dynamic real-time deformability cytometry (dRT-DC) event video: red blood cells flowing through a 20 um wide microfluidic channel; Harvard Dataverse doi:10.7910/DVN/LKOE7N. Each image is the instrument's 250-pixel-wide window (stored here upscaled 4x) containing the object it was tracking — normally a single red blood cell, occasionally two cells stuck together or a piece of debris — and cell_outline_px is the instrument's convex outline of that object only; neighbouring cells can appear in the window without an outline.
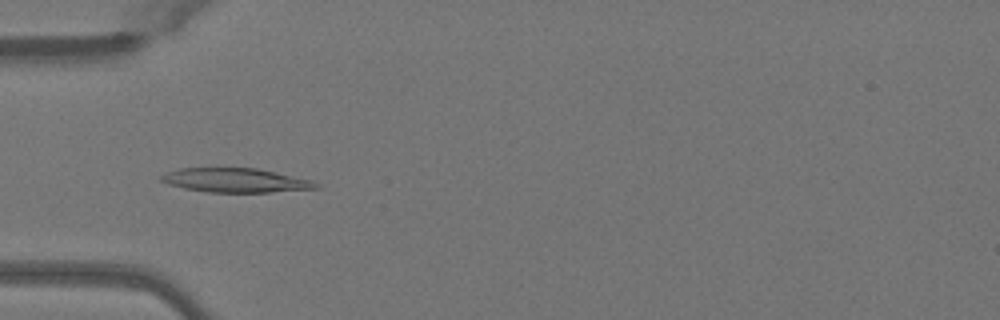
{"species": "Egyptian fruit bat (a non-hibernating species)", "species_latin": "Rousettus aegyptiacus", "temperature_condition": "warm", "stored_images_in_passage": 44, "camera_frame_rate_fps": 3000, "um_per_image_px": 0.085, "animal": {"sex": "female"}, "frame": {"image": 1, "passage_image": 10, "time_ms": 3.0, "image_size_px": [1000, 320], "cell_outline_px": [[320, 188], [268, 192], [208, 192], [184, 188], [168, 184], [160, 180], [160, 176], [168, 172], [180, 168], [256, 168], [276, 172], [312, 180], [320, 184]], "centroid_in_image_um": [20.04, 15.32], "position_along_channel_um": 65.0, "area_um2": 21.68}}
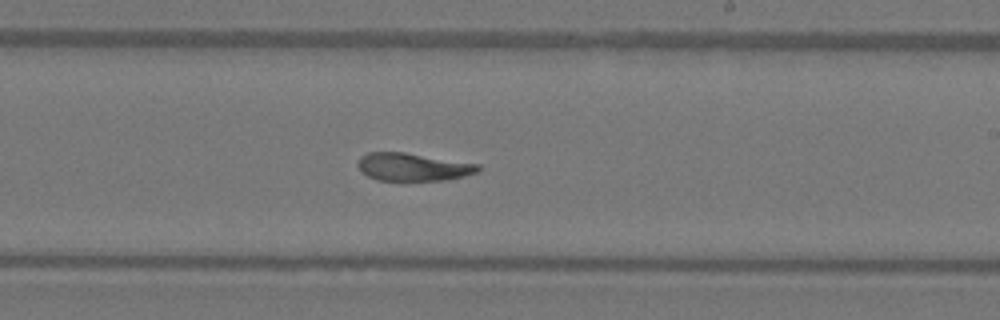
{"frame": {"image": 2, "passage_image": 24, "time_ms": 7.667, "image_size_px": [1000, 320], "cell_outline_px": [[480, 172], [464, 176], [444, 180], [376, 180], [368, 176], [356, 164], [360, 156], [368, 152], [404, 152], [480, 164]], "centroid_in_image_um": [35.12, 14.18], "position_along_channel_um": 253.9, "area_um2": 19.48}}
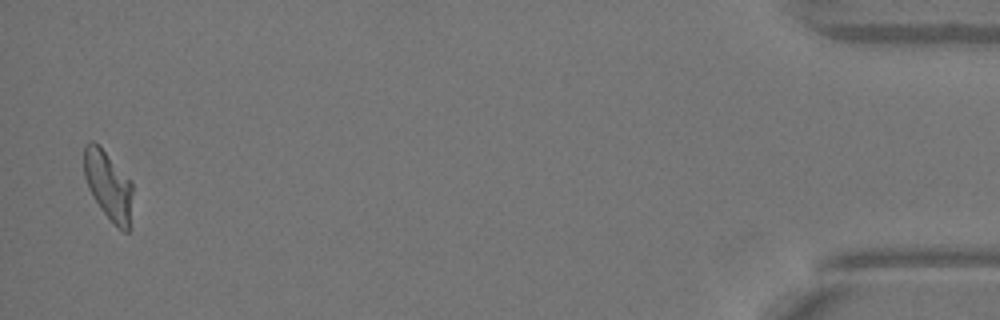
{"frame": {"image": 3, "passage_image": 43, "time_ms": 14.0, "image_size_px": [1000, 320], "cell_outline_px": [[132, 228], [128, 232], [124, 232], [100, 208], [92, 196], [88, 188], [84, 176], [84, 144], [92, 140], [104, 152], [132, 184]], "centroid_in_image_um": [9.21, 15.83], "position_along_channel_um": 426.0, "area_um2": 19.13}, "authors_computed_cell_mechanics": {"area_um2": 20.4612, "velocity_mm_per_s": 4.0691, "shape_relaxation_time_tau1_ms": null, "shape_relaxation_time_tau2_ms": 3.095, "deformation_change_tau1": null, "deformation_change_tau2": 0.0927}}